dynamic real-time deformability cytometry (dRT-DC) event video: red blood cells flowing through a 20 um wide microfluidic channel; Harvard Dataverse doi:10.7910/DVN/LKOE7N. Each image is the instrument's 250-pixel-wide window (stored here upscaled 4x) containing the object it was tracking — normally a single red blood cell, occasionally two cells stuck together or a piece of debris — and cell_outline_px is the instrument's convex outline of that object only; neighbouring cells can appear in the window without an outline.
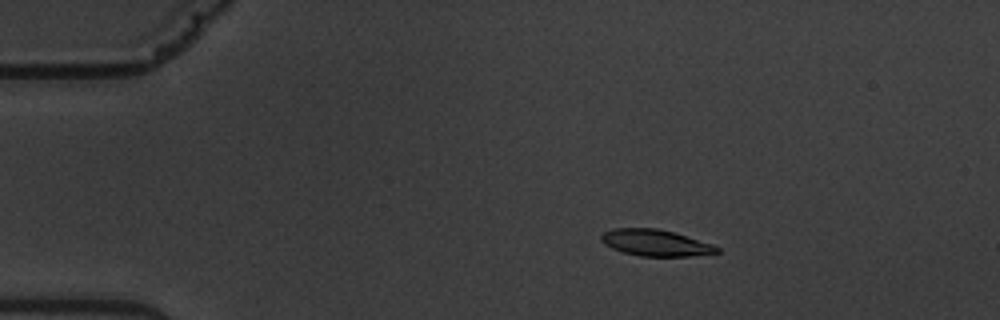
{"species": "common noctule bat (a hibernating species)", "species_latin": "Nyctalus noctula", "temperature_condition": "warm", "stored_images_in_passage": 3, "camera_frame_rate_fps": 3000, "um_per_image_px": 0.085, "animal": {"sex": "male", "body_mass_g": 19.5, "forearm_length_mm": 54.6}, "frame": {"image": 1, "passage_image": 1, "time_ms": 0.0, "image_size_px": [1000, 320], "cell_outline_px": [[720, 252], [688, 256], [640, 256], [624, 252], [612, 248], [604, 244], [600, 240], [600, 236], [604, 232], [612, 228], [656, 228], [672, 232], [712, 244], [720, 248]], "centroid_in_image_um": [55.68, 20.63], "position_along_channel_um": 29.3, "area_um2": 17.63}}